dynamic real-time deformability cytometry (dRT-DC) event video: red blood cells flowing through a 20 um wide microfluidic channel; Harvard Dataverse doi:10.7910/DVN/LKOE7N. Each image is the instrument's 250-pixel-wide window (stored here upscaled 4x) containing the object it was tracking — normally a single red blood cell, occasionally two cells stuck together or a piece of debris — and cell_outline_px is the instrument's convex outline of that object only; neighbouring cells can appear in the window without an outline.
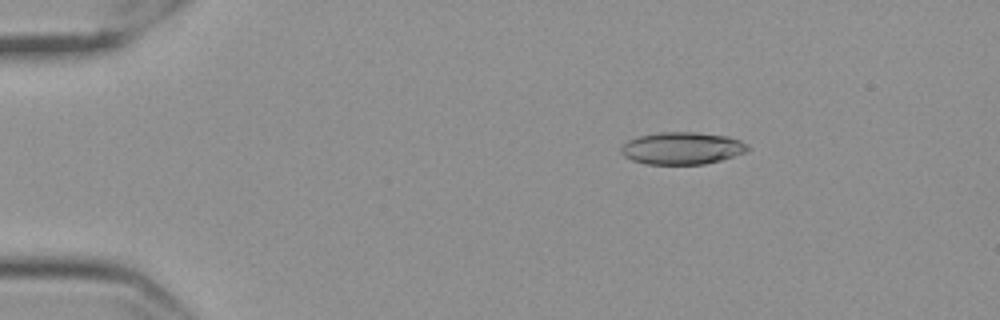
{"species": "Egyptian fruit bat (a non-hibernating species)", "species_latin": "Rousettus aegyptiacus", "temperature_condition": "cold", "stored_images_in_passage": 51, "camera_frame_rate_fps": 3000, "um_per_image_px": 0.085, "frame": {"image": 1, "passage_image": 3, "time_ms": 0.667, "image_size_px": [1000, 320], "cell_outline_px": [[748, 148], [744, 152], [720, 160], [704, 164], [648, 164], [632, 160], [624, 156], [620, 152], [620, 148], [628, 140], [636, 136], [660, 132], [696, 132], [728, 136], [740, 140], [748, 144]], "centroid_in_image_um": [57.94, 12.59], "position_along_channel_um": 27.1, "area_um2": 23.76}}
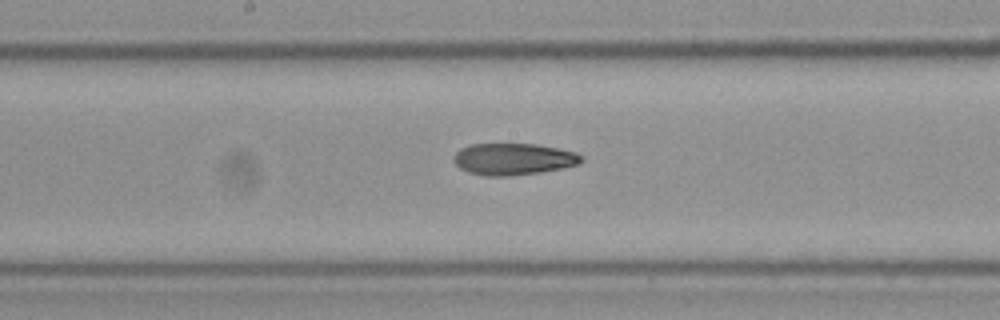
{"frame": {"image": 2, "passage_image": 24, "time_ms": 7.667, "image_size_px": [1000, 320], "cell_outline_px": [[584, 160], [576, 164], [560, 168], [540, 172], [508, 176], [484, 176], [468, 172], [460, 168], [452, 160], [452, 156], [460, 148], [472, 144], [536, 144], [576, 152], [584, 156]], "centroid_in_image_um": [43.6, 13.52], "position_along_channel_um": 204.6, "area_um2": 23.58}}
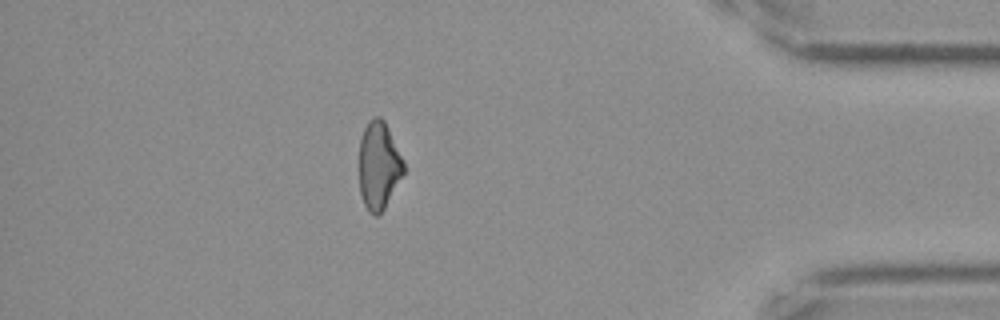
{"frame": {"image": 3, "passage_image": 44, "time_ms": 14.333, "image_size_px": [1000, 320], "cell_outline_px": [[404, 172], [384, 208], [376, 216], [368, 212], [364, 204], [360, 192], [360, 140], [364, 128], [368, 120], [372, 116], [380, 116], [384, 120], [404, 160]], "centroid_in_image_um": [32.19, 14.03], "position_along_channel_um": 403.0, "area_um2": 22.6}, "authors_computed_cell_mechanics": {"area_um2": 23.698, "velocity_mm_per_s": 3.5473, "shape_relaxation_time_tau1_ms": null, "shape_relaxation_time_tau2_ms": 7.6932, "deformation_change_tau1": null, "deformation_change_tau2": 0.1487}}